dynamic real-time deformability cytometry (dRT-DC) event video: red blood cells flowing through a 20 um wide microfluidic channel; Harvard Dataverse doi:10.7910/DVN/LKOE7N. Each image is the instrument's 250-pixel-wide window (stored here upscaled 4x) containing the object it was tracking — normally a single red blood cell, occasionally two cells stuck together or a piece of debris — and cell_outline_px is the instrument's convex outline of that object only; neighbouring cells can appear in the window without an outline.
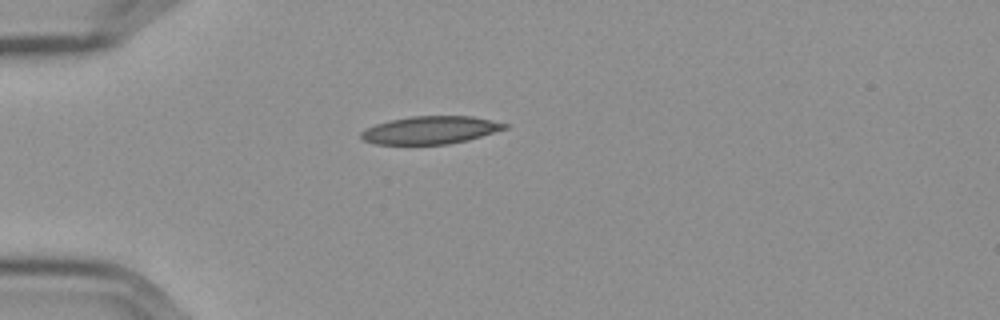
{"species": "Egyptian fruit bat (a non-hibernating species)", "species_latin": "Rousettus aegyptiacus", "temperature_condition": "cold", "stored_images_in_passage": 42, "camera_frame_rate_fps": 3000, "um_per_image_px": 0.085, "frame": {"image": 1, "passage_image": 1, "time_ms": 0.0, "image_size_px": [1000, 320], "cell_outline_px": [[508, 128], [468, 140], [448, 144], [376, 144], [364, 140], [360, 136], [360, 132], [364, 128], [376, 124], [392, 120], [412, 116], [472, 116], [508, 124]], "centroid_in_image_um": [36.58, 11.06], "position_along_channel_um": 48.4, "area_um2": 23.12}}
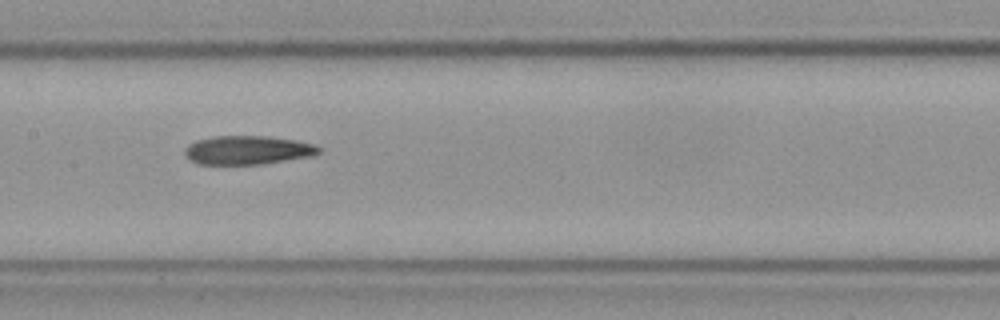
{"frame": {"image": 2, "passage_image": 14, "time_ms": 4.333, "image_size_px": [1000, 320], "cell_outline_px": [[320, 152], [312, 156], [260, 164], [196, 164], [188, 160], [184, 156], [184, 148], [188, 144], [196, 140], [216, 136], [268, 136], [296, 140], [316, 144], [320, 148]], "centroid_in_image_um": [21.01, 12.76], "position_along_channel_um": 186.4, "area_um2": 22.66}}
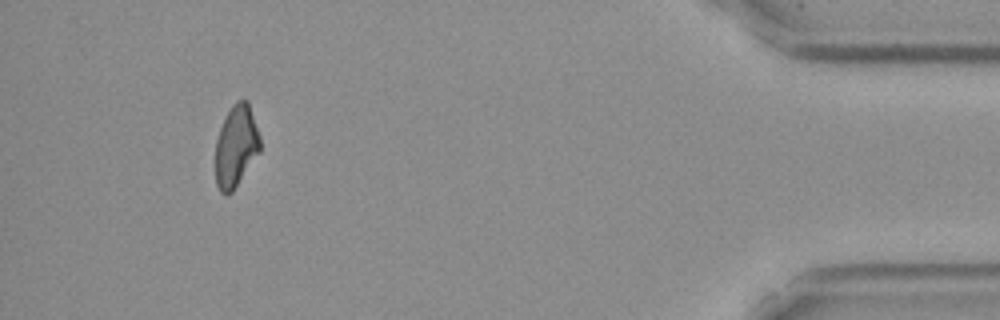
{"frame": {"image": 3, "passage_image": 38, "time_ms": 12.333, "image_size_px": [1000, 320], "cell_outline_px": [[260, 152], [232, 192], [228, 196], [224, 196], [220, 192], [216, 184], [216, 140], [220, 128], [232, 104], [236, 100], [248, 100], [260, 136]], "centroid_in_image_um": [20.07, 12.44], "position_along_channel_um": 415.1, "area_um2": 21.33}}